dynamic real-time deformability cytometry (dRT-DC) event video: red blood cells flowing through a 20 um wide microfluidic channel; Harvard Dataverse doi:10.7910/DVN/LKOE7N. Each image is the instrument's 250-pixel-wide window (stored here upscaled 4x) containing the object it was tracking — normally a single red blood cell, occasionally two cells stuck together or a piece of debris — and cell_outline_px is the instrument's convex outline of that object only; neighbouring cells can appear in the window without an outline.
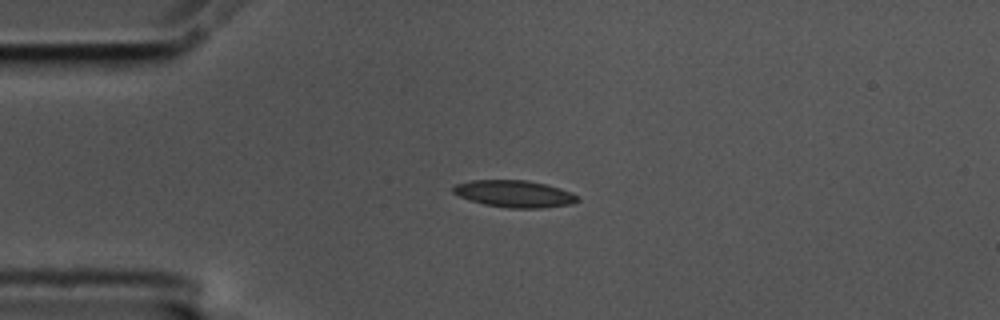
{"species": "common noctule bat (a hibernating species)", "species_latin": "Nyctalus noctula", "temperature_condition": "cold", "stored_images_in_passage": 44, "camera_frame_rate_fps": 3000, "um_per_image_px": 0.085, "animal": {"sex": "male", "body_mass_g": 17.5, "forearm_length_mm": 52.3}, "frame": {"image": 1, "passage_image": 1, "time_ms": 0.0, "image_size_px": [1000, 320], "cell_outline_px": [[580, 200], [572, 204], [540, 208], [508, 208], [484, 204], [460, 196], [452, 192], [452, 188], [456, 184], [472, 180], [524, 180], [544, 184], [560, 188], [572, 192]], "centroid_in_image_um": [43.73, 16.47], "position_along_channel_um": 41.3, "area_um2": 19.36}}
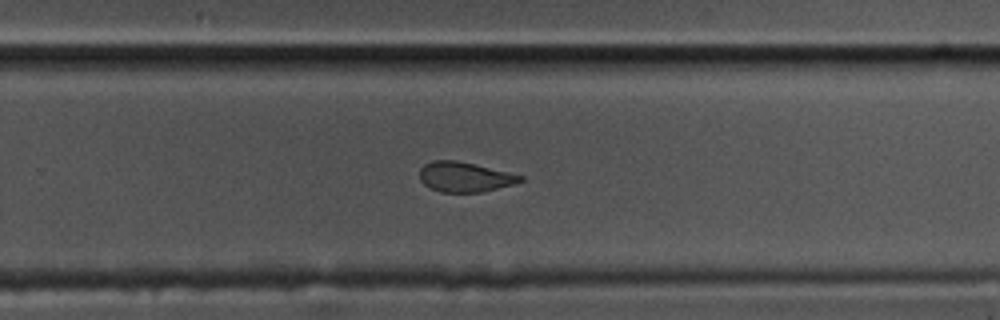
{"frame": {"image": 2, "passage_image": 24, "time_ms": 7.667, "image_size_px": [1000, 320], "cell_outline_px": [[524, 180], [516, 184], [480, 192], [440, 192], [424, 184], [420, 180], [420, 168], [424, 164], [432, 160], [456, 160], [508, 172], [524, 176]], "centroid_in_image_um": [39.5, 15.04], "position_along_channel_um": 290.3, "area_um2": 17.51}}
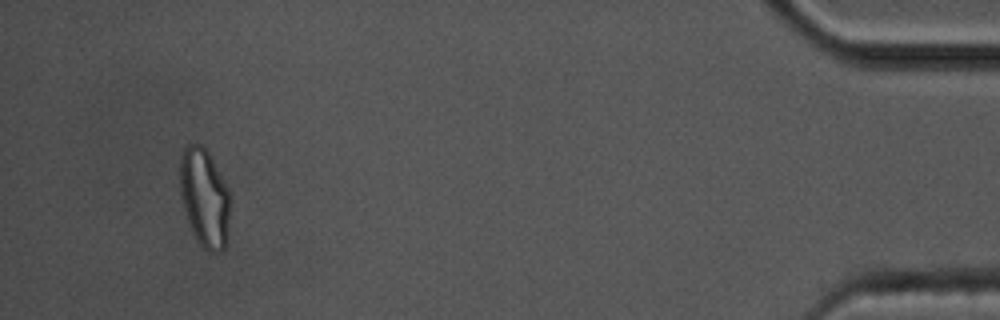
{"frame": {"image": 3, "passage_image": 41, "time_ms": 13.333, "image_size_px": [1000, 320], "cell_outline_px": [[228, 236], [224, 248], [220, 252], [208, 252], [200, 244], [192, 232], [180, 196], [180, 152], [184, 144], [200, 144], [208, 152], [228, 188]], "centroid_in_image_um": [17.35, 16.79], "position_along_channel_um": 417.9, "area_um2": 28.67}, "authors_computed_cell_mechanics": {"area_um2": 19.3919, "velocity_mm_per_s": 3.5469, "shape_relaxation_time_tau1_ms": 9.3631, "shape_relaxation_time_tau2_ms": 1.7781, "deformation_change_tau1": 0.2464, "deformation_change_tau2": 0.0753}}